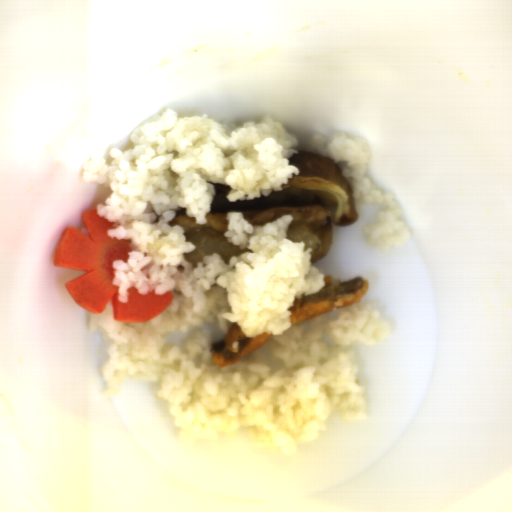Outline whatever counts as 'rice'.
I'll return each instance as SVG.
<instances>
[{"label": "rice", "mask_w": 512, "mask_h": 512, "mask_svg": "<svg viewBox=\"0 0 512 512\" xmlns=\"http://www.w3.org/2000/svg\"><path fill=\"white\" fill-rule=\"evenodd\" d=\"M130 139L125 152L110 149L111 164L88 158L82 179L110 189L95 213L114 223L108 236L130 239L126 263L112 262L119 301L128 302L130 287L174 298L144 323L115 319L111 299L101 315L88 311V332L99 330L106 343L102 393L115 396L125 379L154 380L178 440L245 438L282 457L326 433L331 415L368 421L355 349L384 341L391 327L363 299L291 323L296 298L315 295L326 278L312 266V248L288 239L294 216L252 225L227 212L225 241L250 251L227 263L216 252L196 267L184 257L195 245L169 223L184 208L207 224L214 184L231 189V203L280 192L300 175L290 164L299 153L295 134L270 114L238 124L166 108ZM234 322L247 337L273 336L221 369L210 359L211 343Z\"/></svg>", "instance_id": "rice-1"}, {"label": "rice", "mask_w": 512, "mask_h": 512, "mask_svg": "<svg viewBox=\"0 0 512 512\" xmlns=\"http://www.w3.org/2000/svg\"><path fill=\"white\" fill-rule=\"evenodd\" d=\"M307 151L321 157H329L334 163H344L342 173L351 189L353 200L359 204H381L383 210L376 214L375 222L363 226L367 244L380 251L390 252L405 246L411 228L402 222V207L392 191L382 190L366 175L371 162L370 146L359 137H351L344 131L331 136L312 133Z\"/></svg>", "instance_id": "rice-2"}, {"label": "rice", "mask_w": 512, "mask_h": 512, "mask_svg": "<svg viewBox=\"0 0 512 512\" xmlns=\"http://www.w3.org/2000/svg\"><path fill=\"white\" fill-rule=\"evenodd\" d=\"M80 233H82L83 235H85L87 237L90 232L86 226V227H82Z\"/></svg>", "instance_id": "rice-3"}, {"label": "rice", "mask_w": 512, "mask_h": 512, "mask_svg": "<svg viewBox=\"0 0 512 512\" xmlns=\"http://www.w3.org/2000/svg\"><path fill=\"white\" fill-rule=\"evenodd\" d=\"M237 347H239V341H233V343H232V349H235V348H237Z\"/></svg>", "instance_id": "rice-4"}]
</instances>
